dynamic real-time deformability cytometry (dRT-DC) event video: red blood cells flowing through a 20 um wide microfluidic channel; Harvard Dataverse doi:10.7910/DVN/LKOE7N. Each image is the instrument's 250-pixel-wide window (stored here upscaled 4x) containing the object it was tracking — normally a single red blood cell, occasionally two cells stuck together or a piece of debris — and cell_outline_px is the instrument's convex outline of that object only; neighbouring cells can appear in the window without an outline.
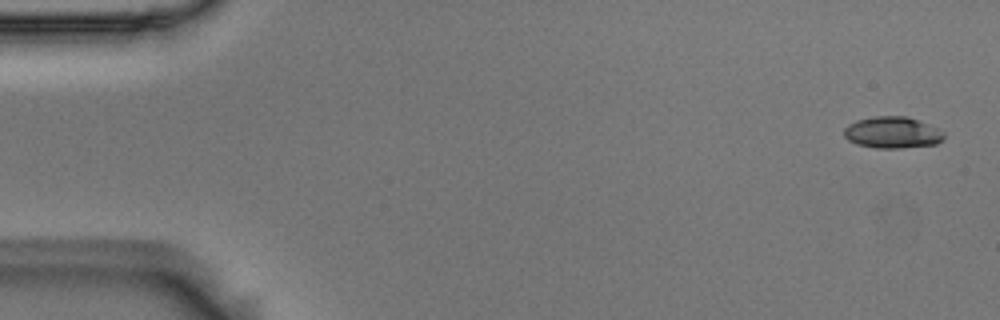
{"species": "Egyptian fruit bat (a non-hibernating species)", "species_latin": "Rousettus aegyptiacus", "temperature_condition": "room temperature", "stored_images_in_passage": 4, "segment_of_instrument_passage": [2, 2], "camera_frame_rate_fps": 3000, "um_per_image_px": 0.085, "animal": {"sex": "male"}, "frame": {"image": 1, "passage_image": 4, "time_ms": 1.0, "image_size_px": [1000, 320], "cell_outline_px": [[944, 140], [936, 144], [900, 148], [876, 148], [856, 144], [848, 140], [844, 136], [844, 128], [848, 124], [856, 120], [876, 116], [908, 116], [940, 128], [944, 132]], "centroid_in_image_um": [75.88, 11.26], "position_along_channel_um": 9.1, "area_um2": 18.61}}